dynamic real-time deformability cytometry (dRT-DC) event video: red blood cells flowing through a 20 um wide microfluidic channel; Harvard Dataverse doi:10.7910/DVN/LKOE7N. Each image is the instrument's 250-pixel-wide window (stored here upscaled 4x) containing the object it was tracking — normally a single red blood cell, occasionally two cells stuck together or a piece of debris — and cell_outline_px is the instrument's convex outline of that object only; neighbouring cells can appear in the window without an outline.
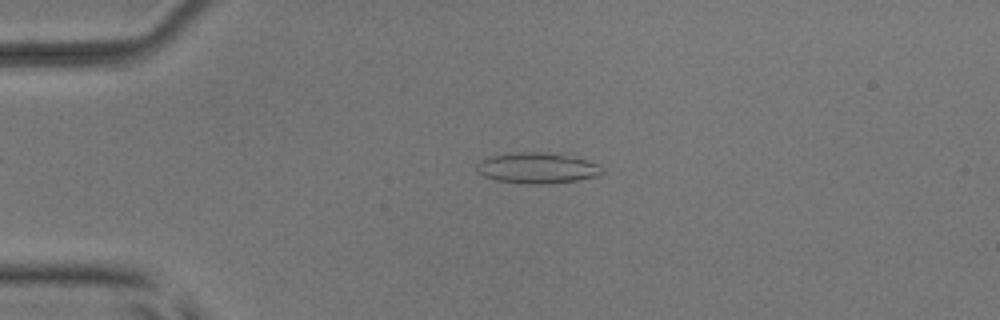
{"species": "common noctule bat (a hibernating species)", "species_latin": "Nyctalus noctula", "temperature_condition": "room temperature", "stored_images_in_passage": 45, "camera_frame_rate_fps": 3000, "um_per_image_px": 0.085, "animal": {"sex": "male", "body_mass_g": 17.9, "forearm_length_mm": 54.2}, "frame": {"image": 1, "passage_image": 5, "time_ms": 1.333, "image_size_px": [1000, 320], "cell_outline_px": [[604, 172], [596, 176], [576, 180], [548, 184], [520, 184], [496, 180], [484, 176], [476, 172], [476, 164], [480, 160], [488, 156], [516, 152], [540, 152], [564, 156], [584, 160], [596, 164]], "centroid_in_image_um": [45.54, 14.3], "position_along_channel_um": 39.5, "area_um2": 22.25}}
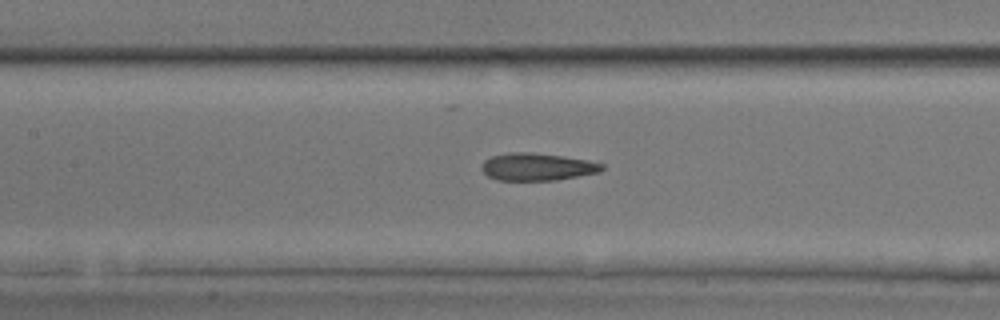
{"frame": {"image": 2, "passage_image": 17, "time_ms": 5.333, "image_size_px": [1000, 320], "cell_outline_px": [[604, 168], [600, 172], [556, 180], [496, 180], [488, 176], [480, 168], [484, 160], [492, 156], [512, 152], [528, 152], [564, 156], [588, 160], [604, 164]], "centroid_in_image_um": [45.66, 14.18], "position_along_channel_um": 161.7, "area_um2": 19.25}}
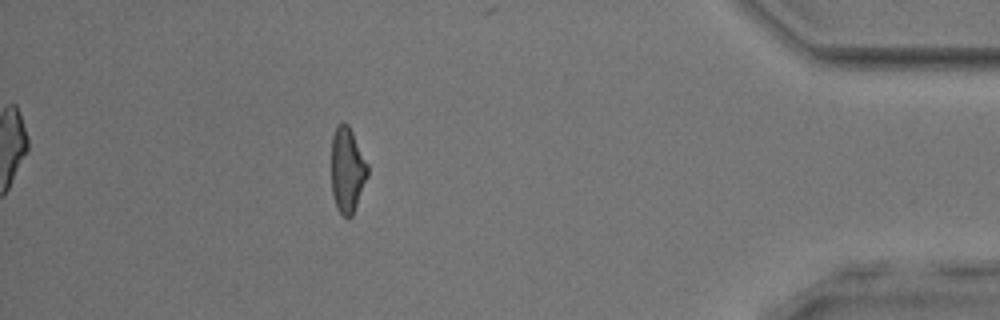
{"frame": {"image": 3, "passage_image": 39, "time_ms": 12.667, "image_size_px": [1000, 320], "cell_outline_px": [[368, 176], [352, 216], [344, 216], [336, 208], [332, 192], [332, 136], [336, 124], [344, 120], [348, 124], [368, 164]], "centroid_in_image_um": [29.51, 14.41], "position_along_channel_um": 405.7, "area_um2": 18.03}, "authors_computed_cell_mechanics": {"area_um2": 19.5364, "velocity_mm_per_s": 3.9509, "shape_relaxation_time_tau1_ms": 3.4735, "shape_relaxation_time_tau2_ms": 1.6914, "deformation_change_tau1": 0.1263, "deformation_change_tau2": 0.1273}}